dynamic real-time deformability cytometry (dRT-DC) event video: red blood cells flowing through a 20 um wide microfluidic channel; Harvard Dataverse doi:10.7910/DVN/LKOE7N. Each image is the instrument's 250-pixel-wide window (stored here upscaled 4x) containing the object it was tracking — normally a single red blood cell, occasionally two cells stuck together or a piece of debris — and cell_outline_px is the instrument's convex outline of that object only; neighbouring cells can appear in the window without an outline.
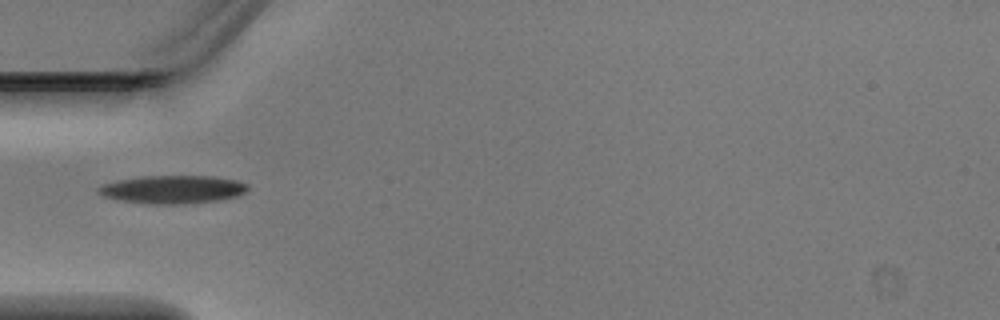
{"species": "Egyptian fruit bat (a non-hibernating species)", "species_latin": "Rousettus aegyptiacus", "temperature_condition": "warm", "stored_images_in_passage": 5, "camera_frame_rate_fps": 3000, "um_per_image_px": 0.085, "animal": {"sex": "male"}, "frame": {"image": 1, "passage_image": 4, "time_ms": 1.0, "image_size_px": [1000, 320], "cell_outline_px": [[248, 188], [244, 192], [236, 196], [216, 200], [184, 204], [148, 204], [116, 200], [104, 196], [96, 192], [96, 188], [100, 184], [140, 176], [212, 176], [236, 180], [248, 184]], "centroid_in_image_um": [14.61, 16.1], "position_along_channel_um": 70.4, "area_um2": 24.57}}
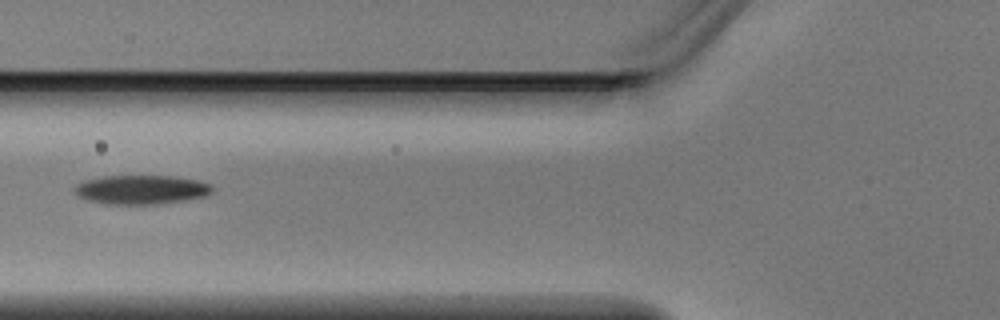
{"frame": {"image": 2, "passage_image": 5, "time_ms": 1.333, "image_size_px": [1000, 320], "cell_outline_px": [[216, 188], [212, 192], [204, 196], [164, 204], [104, 204], [88, 200], [80, 196], [72, 188], [76, 184], [84, 180], [104, 176], [172, 176], [196, 180], [212, 184]], "centroid_in_image_um": [12.03, 16.12], "position_along_channel_um": 113.8, "area_um2": 23.47}}